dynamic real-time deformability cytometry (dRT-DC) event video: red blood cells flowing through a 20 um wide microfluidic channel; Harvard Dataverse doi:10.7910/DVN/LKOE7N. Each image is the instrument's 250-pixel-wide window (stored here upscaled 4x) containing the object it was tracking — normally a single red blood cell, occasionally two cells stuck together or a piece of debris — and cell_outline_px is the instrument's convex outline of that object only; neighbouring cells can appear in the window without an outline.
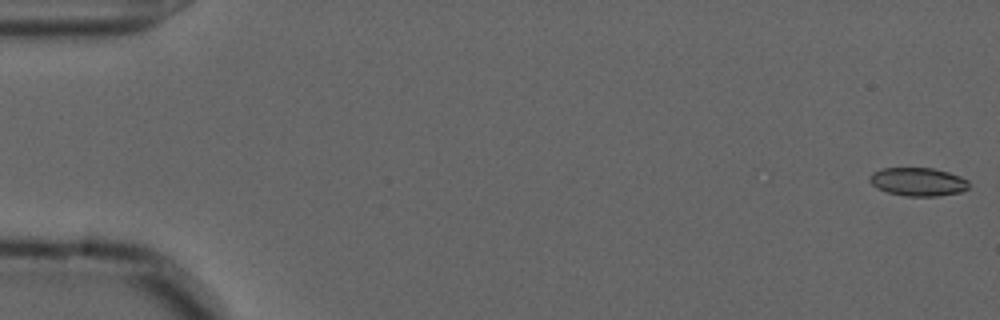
{"species": "common noctule bat (a hibernating species)", "species_latin": "Nyctalus noctula", "temperature_condition": "cold", "stored_images_in_passage": 48, "camera_frame_rate_fps": 3000, "um_per_image_px": 0.085, "animal": {"sex": "male", "forearm_length_mm": 52.5}, "frame": {"image": 1, "passage_image": 1, "time_ms": 0.0, "image_size_px": [1000, 320], "cell_outline_px": [[968, 188], [960, 192], [940, 196], [904, 196], [888, 192], [876, 188], [868, 180], [868, 176], [872, 172], [880, 168], [932, 168], [948, 172], [960, 176], [968, 180]], "centroid_in_image_um": [77.99, 15.45], "position_along_channel_um": 7.0, "area_um2": 16.53}}
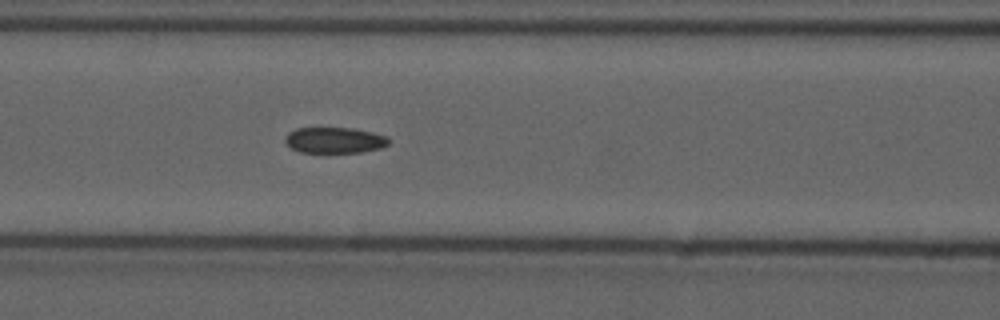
{"frame": {"image": 2, "passage_image": 24, "time_ms": 7.667, "image_size_px": [1000, 320], "cell_outline_px": [[388, 144], [380, 148], [360, 152], [300, 152], [292, 148], [284, 140], [288, 132], [296, 128], [356, 128], [388, 136]], "centroid_in_image_um": [28.44, 11.9], "position_along_channel_um": 138.2, "area_um2": 15.55}}
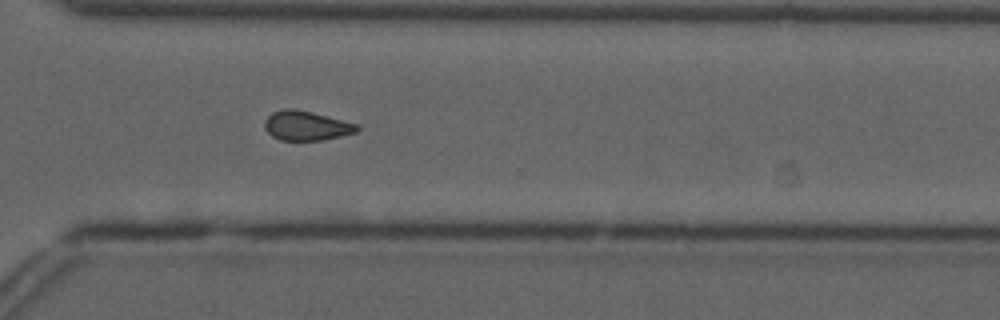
{"frame": {"image": 3, "passage_image": 41, "time_ms": 13.333, "image_size_px": [1000, 320], "cell_outline_px": [[360, 128], [356, 132], [324, 140], [280, 140], [272, 136], [264, 128], [264, 120], [272, 112], [284, 108], [296, 108], [360, 124]], "centroid_in_image_um": [26.04, 10.67], "position_along_channel_um": 344.6, "area_um2": 16.07}}